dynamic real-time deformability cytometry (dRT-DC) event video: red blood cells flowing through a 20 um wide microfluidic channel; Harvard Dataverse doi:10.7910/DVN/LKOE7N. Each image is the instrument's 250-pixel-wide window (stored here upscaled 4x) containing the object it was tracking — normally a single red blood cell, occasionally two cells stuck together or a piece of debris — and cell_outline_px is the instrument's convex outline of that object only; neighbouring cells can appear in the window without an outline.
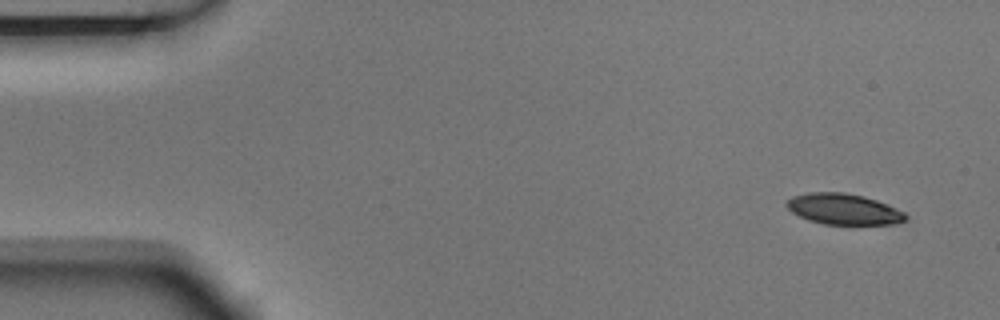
{"species": "Egyptian fruit bat (a non-hibernating species)", "species_latin": "Rousettus aegyptiacus", "temperature_condition": "room temperature", "stored_images_in_passage": 7, "camera_frame_rate_fps": 3000, "um_per_image_px": 0.085, "animal": {"sex": "male"}, "frame": {"image": 1, "passage_image": 1, "time_ms": 0.0, "image_size_px": [1000, 320], "cell_outline_px": [[908, 216], [904, 220], [896, 224], [824, 224], [808, 220], [792, 212], [784, 204], [792, 196], [808, 192], [844, 192], [864, 196], [876, 200], [904, 212]], "centroid_in_image_um": [71.68, 17.77], "position_along_channel_um": 13.3, "area_um2": 21.33}}
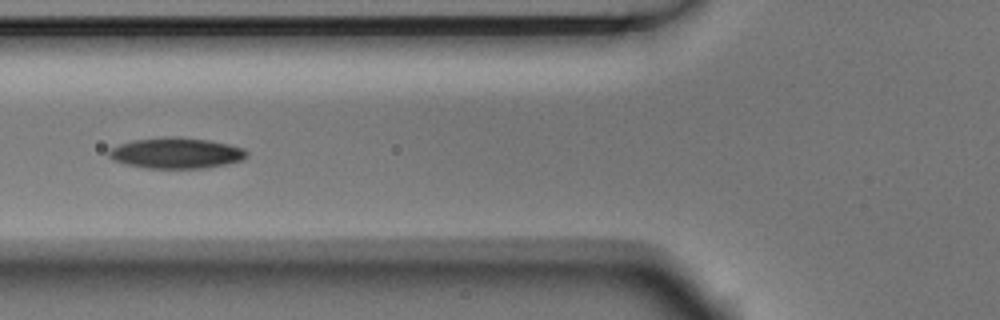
{"frame": {"image": 2, "passage_image": 6, "time_ms": 1.667, "image_size_px": [1000, 320], "cell_outline_px": [[248, 156], [244, 160], [208, 168], [144, 168], [124, 164], [108, 156], [108, 152], [112, 148], [120, 144], [136, 140], [208, 140], [228, 144], [244, 148], [248, 152]], "centroid_in_image_um": [15.05, 13.08], "position_along_channel_um": 110.8, "area_um2": 23.64}}
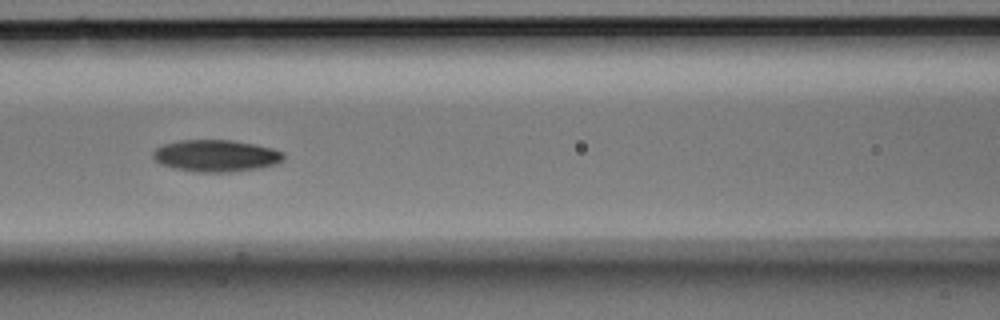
{"frame": {"image": 3, "passage_image": 7, "time_ms": 2.0, "image_size_px": [1000, 320], "cell_outline_px": [[284, 160], [276, 164], [260, 168], [228, 172], [196, 172], [172, 168], [160, 164], [152, 156], [152, 152], [156, 148], [164, 144], [184, 140], [232, 140], [256, 144], [272, 148], [284, 152]], "centroid_in_image_um": [18.37, 13.24], "position_along_channel_um": 148.2, "area_um2": 24.39}}